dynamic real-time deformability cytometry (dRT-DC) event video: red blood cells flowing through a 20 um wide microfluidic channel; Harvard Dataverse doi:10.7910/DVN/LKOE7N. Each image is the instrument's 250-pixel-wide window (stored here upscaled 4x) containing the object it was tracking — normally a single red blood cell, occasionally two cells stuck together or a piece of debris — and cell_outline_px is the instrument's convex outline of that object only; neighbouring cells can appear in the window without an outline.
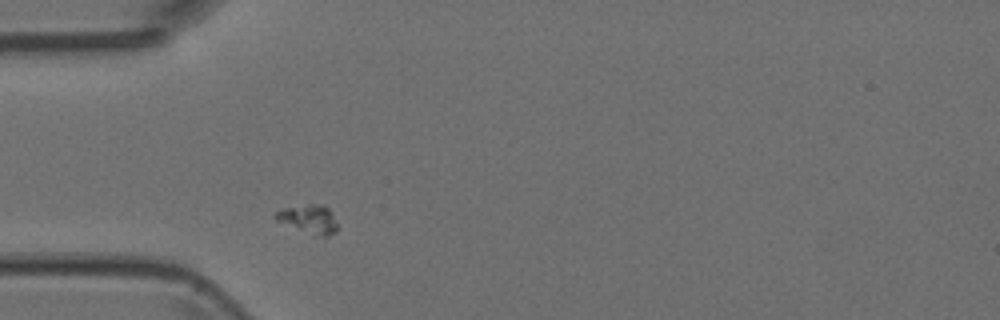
{"species": "Egyptian fruit bat (a non-hibernating species)", "species_latin": "Rousettus aegyptiacus", "temperature_condition": "room temperature", "stored_images_in_passage": 1, "camera_frame_rate_fps": 3000, "um_per_image_px": 0.085, "animal": {"sex": "female"}, "frame": {"image": 1, "passage_image": 1, "time_ms": 0.0, "image_size_px": [1000, 320], "cell_outline_px": [[336, 232], [328, 236], [320, 236], [276, 220], [272, 216], [276, 212], [284, 208], [308, 204], [324, 204], [332, 212], [336, 224]], "centroid_in_image_um": [26.26, 18.59], "position_along_channel_um": 58.7, "area_um2": 10.0}}